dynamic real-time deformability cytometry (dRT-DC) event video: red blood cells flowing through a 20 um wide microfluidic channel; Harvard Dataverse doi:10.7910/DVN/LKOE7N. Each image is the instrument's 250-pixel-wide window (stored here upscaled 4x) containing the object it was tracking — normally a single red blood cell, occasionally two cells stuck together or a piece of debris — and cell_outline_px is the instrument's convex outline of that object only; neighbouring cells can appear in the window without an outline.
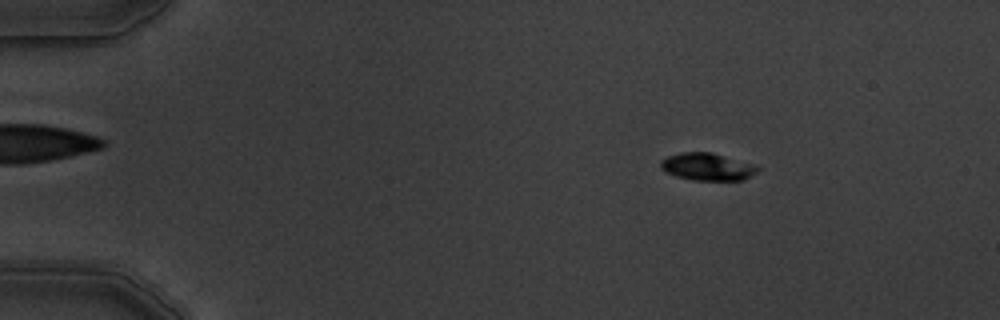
{"species": "common noctule bat (a hibernating species)", "species_latin": "Nyctalus noctula", "temperature_condition": "warm", "stored_images_in_passage": 7, "camera_frame_rate_fps": 3000, "um_per_image_px": 0.085, "animal": {"sex": "male", "body_mass_g": 19.5, "forearm_length_mm": 54.6}, "frame": {"image": 1, "passage_image": 2, "time_ms": 1.0, "image_size_px": [1000, 320], "cell_outline_px": [[760, 168], [756, 172], [744, 180], [692, 180], [676, 176], [660, 168], [660, 160], [668, 156], [680, 152], [712, 152], [752, 164]], "centroid_in_image_um": [60.09, 14.17], "position_along_channel_um": 24.9, "area_um2": 15.37}}
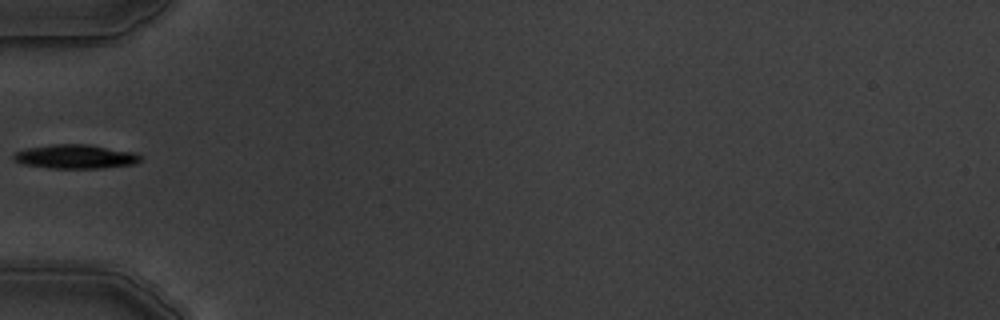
{"frame": {"image": 2, "passage_image": 5, "time_ms": 4.667, "image_size_px": [1000, 320], "cell_outline_px": [[144, 160], [136, 164], [104, 168], [48, 168], [24, 164], [12, 160], [12, 156], [16, 152], [28, 148], [52, 144], [88, 144], [136, 152], [144, 156]], "centroid_in_image_um": [6.5, 13.31], "position_along_channel_um": 78.5, "area_um2": 18.09}}
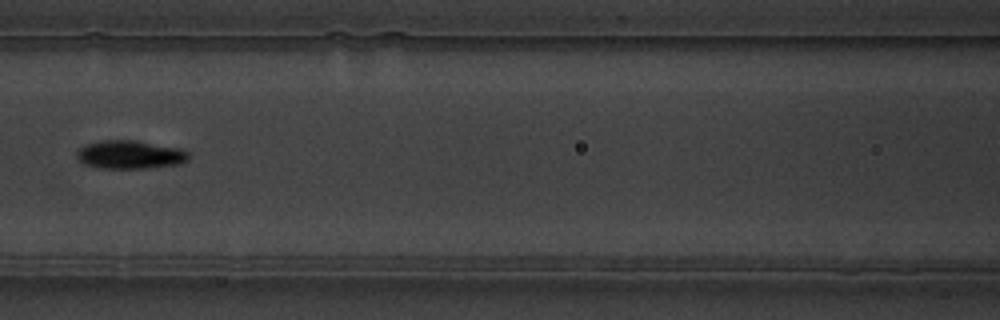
{"frame": {"image": 3, "passage_image": 7, "time_ms": 6.667, "image_size_px": [1000, 320], "cell_outline_px": [[188, 160], [180, 164], [148, 168], [104, 168], [84, 164], [76, 156], [76, 152], [80, 148], [88, 144], [104, 140], [136, 140], [180, 148], [188, 152]], "centroid_in_image_um": [11.08, 13.14], "position_along_channel_um": 155.5, "area_um2": 18.38}}